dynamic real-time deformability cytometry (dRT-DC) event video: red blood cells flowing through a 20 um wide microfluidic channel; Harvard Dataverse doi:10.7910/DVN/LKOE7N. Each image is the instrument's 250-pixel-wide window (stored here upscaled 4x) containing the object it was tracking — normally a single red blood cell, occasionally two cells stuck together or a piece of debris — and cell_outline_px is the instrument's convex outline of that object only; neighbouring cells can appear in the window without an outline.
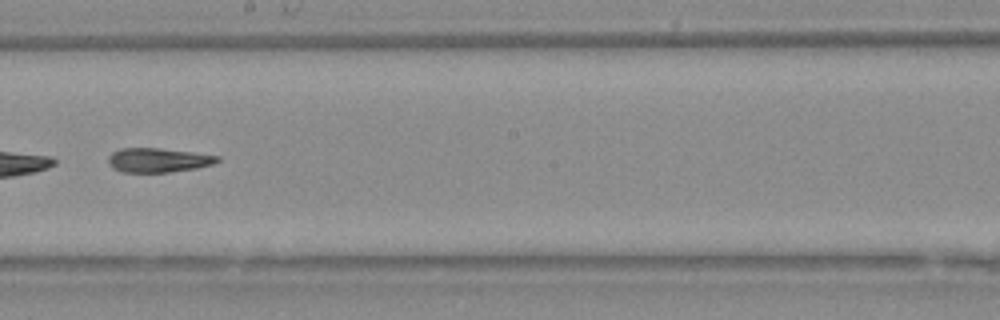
{"species": "Egyptian fruit bat (a non-hibernating species)", "species_latin": "Rousettus aegyptiacus", "temperature_condition": "warm", "stored_images_in_passage": 29, "camera_frame_rate_fps": 3000, "um_per_image_px": 0.085, "animal": {"sex": "female"}, "frame": {"image": 1, "passage_image": 13, "time_ms": 4.0, "image_size_px": [1000, 320], "cell_outline_px": [[220, 160], [212, 164], [196, 168], [168, 172], [120, 172], [112, 168], [108, 164], [108, 156], [112, 152], [120, 148], [156, 148], [192, 152], [220, 156]], "centroid_in_image_um": [13.4, 13.61], "position_along_channel_um": 234.8, "area_um2": 15.43}}